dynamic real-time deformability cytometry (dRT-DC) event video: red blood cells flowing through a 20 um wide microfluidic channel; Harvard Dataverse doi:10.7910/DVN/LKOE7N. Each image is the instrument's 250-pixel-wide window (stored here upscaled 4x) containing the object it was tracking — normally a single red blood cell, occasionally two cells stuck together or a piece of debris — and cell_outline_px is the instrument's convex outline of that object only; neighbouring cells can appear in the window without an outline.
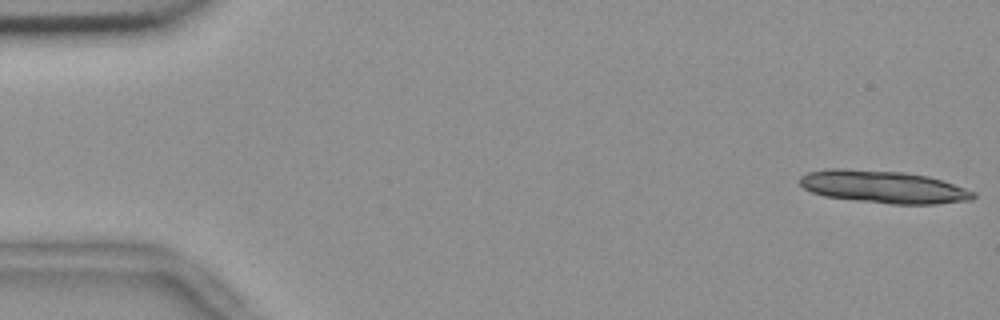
{"species": "common noctule bat (a hibernating species)", "species_latin": "Nyctalus noctula", "temperature_condition": "room temperature", "stored_images_in_passage": 14, "camera_frame_rate_fps": 3000, "um_per_image_px": 0.085, "animal": {"sex": "female", "body_mass_g": 18.4}, "frame": {"image": 1, "passage_image": 1, "time_ms": 0.0, "image_size_px": [1000, 320], "cell_outline_px": [[976, 196], [972, 200], [936, 204], [892, 204], [856, 200], [824, 196], [812, 192], [804, 188], [800, 184], [800, 176], [808, 172], [824, 168], [844, 168], [904, 172], [928, 176], [976, 192]], "centroid_in_image_um": [75.07, 15.88], "position_along_channel_um": 9.9, "area_um2": 32.95}}